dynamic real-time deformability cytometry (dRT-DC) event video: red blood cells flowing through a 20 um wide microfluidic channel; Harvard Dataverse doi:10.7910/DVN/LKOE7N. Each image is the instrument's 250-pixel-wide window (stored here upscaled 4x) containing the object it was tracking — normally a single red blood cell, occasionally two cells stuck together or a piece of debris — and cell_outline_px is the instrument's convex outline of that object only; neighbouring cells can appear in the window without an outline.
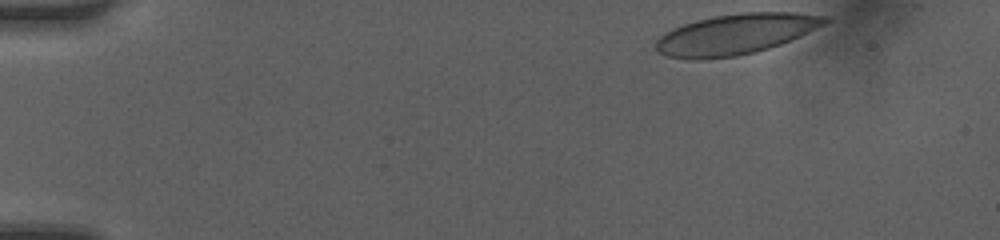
{"species": "human", "species_latin": "Homo sapiens", "temperature_condition": "room temperature", "stored_images_in_passage": 39, "camera_frame_rate_fps": 3000, "um_per_image_px": 0.085, "donor": {"sex": "female"}, "frame": {"image": 1, "passage_image": 1, "time_ms": 0.0, "image_size_px": [1000, 240], "cell_outline_px": [[832, 20], [800, 36], [780, 44], [756, 52], [736, 56], [700, 60], [688, 60], [664, 56], [656, 52], [656, 40], [664, 32], [672, 28], [696, 20], [712, 16], [740, 12], [796, 12], [828, 16]], "centroid_in_image_um": [62.49, 2.91], "position_along_channel_um": 22.5, "area_um2": 40.34}}
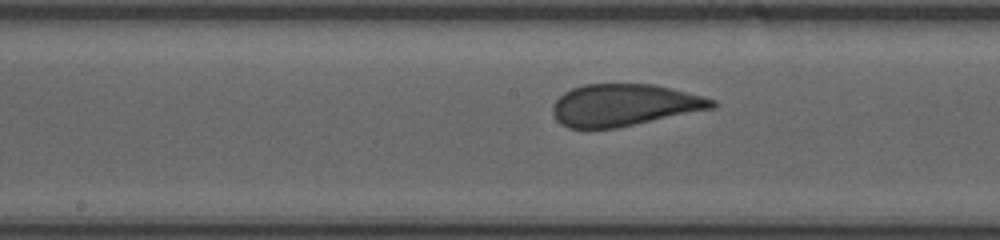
{"frame": {"image": 2, "passage_image": 21, "time_ms": 6.667, "image_size_px": [1000, 240], "cell_outline_px": [[720, 104], [716, 108], [616, 128], [568, 128], [560, 124], [556, 120], [552, 112], [552, 104], [564, 92], [572, 88], [584, 84], [652, 84], [716, 100]], "centroid_in_image_um": [53.04, 8.94], "position_along_channel_um": 195.2, "area_um2": 38.96}}
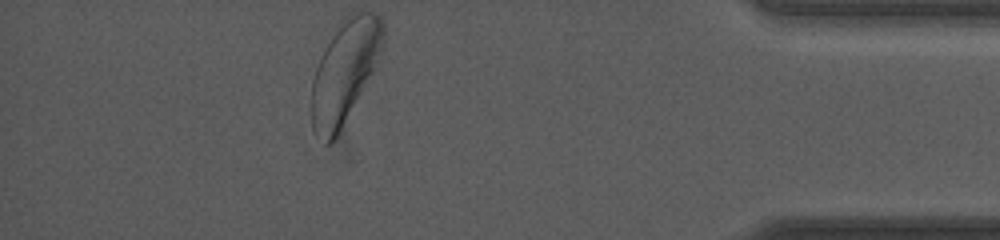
{"frame": {"image": 3, "passage_image": 39, "time_ms": 12.667, "image_size_px": [1000, 240], "cell_outline_px": [[384, 44], [380, 64], [340, 132], [328, 144], [324, 144], [312, 128], [312, 80], [320, 56], [344, 16], [356, 12], [376, 12], [380, 16], [384, 24]], "centroid_in_image_um": [29.37, 6.08], "position_along_channel_um": 405.8, "area_um2": 43.7}, "authors_computed_cell_mechanics": {"area_um2": 40.5178, "velocity_mm_per_s": 4.1657, "shape_relaxation_time_tau1_ms": 3.7209, "shape_relaxation_time_tau2_ms": null, "deformation_change_tau1": 0.1125, "deformation_change_tau2": null}}